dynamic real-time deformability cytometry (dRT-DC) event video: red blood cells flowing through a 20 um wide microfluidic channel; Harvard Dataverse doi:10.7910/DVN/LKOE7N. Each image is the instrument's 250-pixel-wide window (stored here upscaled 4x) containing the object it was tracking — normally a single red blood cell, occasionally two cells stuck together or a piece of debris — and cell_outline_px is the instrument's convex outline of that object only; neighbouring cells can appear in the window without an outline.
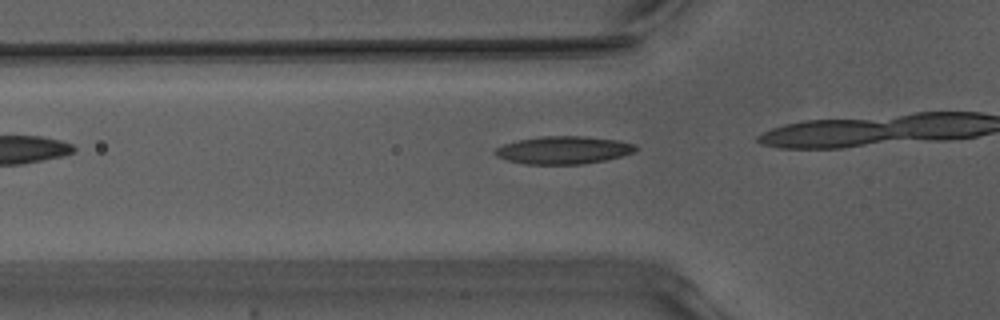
{"species": "Egyptian fruit bat (a non-hibernating species)", "species_latin": "Rousettus aegyptiacus", "temperature_condition": "warm", "stored_images_in_passage": 19, "camera_frame_rate_fps": 3000, "um_per_image_px": 0.085, "animal": {"sex": "male"}, "frame": {"image": 1, "passage_image": 3, "time_ms": 0.667, "image_size_px": [1000, 320], "cell_outline_px": [[632, 148], [624, 152], [592, 160], [552, 160], [536, 140], [596, 140]], "centroid_in_image_um": [49.3, 12.7], "position_along_channel_um": 76.5, "area_um2": 10.17}}